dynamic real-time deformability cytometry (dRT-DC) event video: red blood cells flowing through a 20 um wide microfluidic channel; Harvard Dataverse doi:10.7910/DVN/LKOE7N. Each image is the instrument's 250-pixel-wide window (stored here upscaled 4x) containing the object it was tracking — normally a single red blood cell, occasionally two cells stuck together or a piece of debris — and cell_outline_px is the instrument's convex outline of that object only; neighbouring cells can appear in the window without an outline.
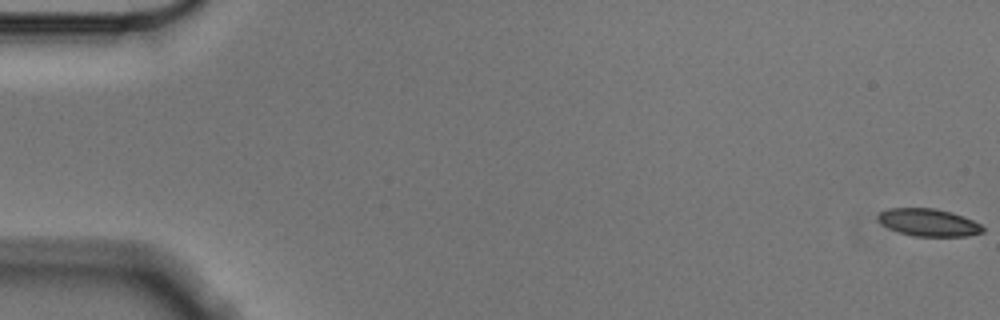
{"species": "Egyptian fruit bat (a non-hibernating species)", "species_latin": "Rousettus aegyptiacus", "temperature_condition": "cold", "stored_images_in_passage": 57, "camera_frame_rate_fps": 3000, "um_per_image_px": 0.085, "animal": {"sex": "male"}, "frame": {"image": 1, "passage_image": 1, "time_ms": 0.0, "image_size_px": [1000, 320], "cell_outline_px": [[984, 232], [968, 236], [916, 236], [900, 232], [888, 228], [880, 224], [876, 216], [880, 212], [888, 208], [936, 208], [952, 212], [964, 216], [980, 224], [984, 228]], "centroid_in_image_um": [78.92, 18.9], "position_along_channel_um": 6.1, "area_um2": 16.88}}
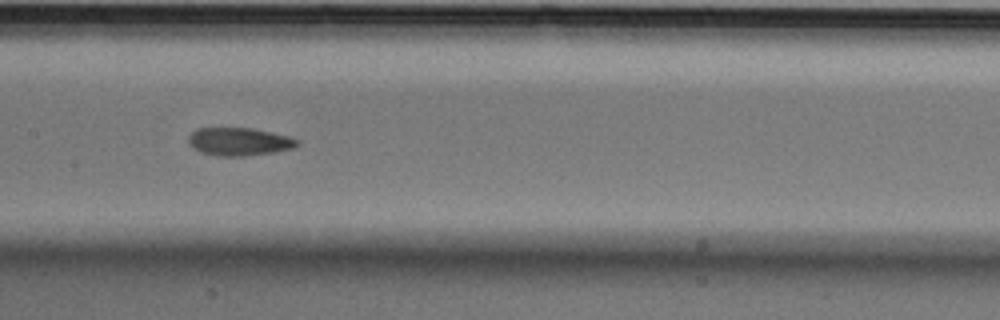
{"frame": {"image": 2, "passage_image": 29, "time_ms": 9.333, "image_size_px": [1000, 320], "cell_outline_px": [[300, 144], [292, 148], [276, 152], [248, 156], [216, 156], [200, 152], [192, 148], [188, 144], [188, 136], [196, 128], [252, 128], [272, 132], [288, 136], [300, 140]], "centroid_in_image_um": [20.32, 12.04], "position_along_channel_um": 187.1, "area_um2": 18.03}}
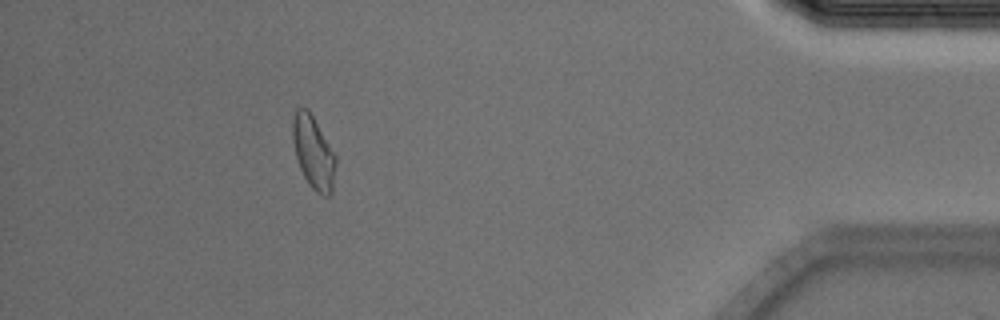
{"frame": {"image": 3, "passage_image": 52, "time_ms": 17.0, "image_size_px": [1000, 320], "cell_outline_px": [[336, 164], [332, 192], [328, 196], [324, 196], [316, 192], [308, 184], [300, 168], [296, 156], [292, 140], [292, 120], [296, 108], [308, 108], [336, 156]], "centroid_in_image_um": [26.63, 12.95], "position_along_channel_um": 408.6, "area_um2": 18.26}, "authors_computed_cell_mechanics": {"area_um2": 17.7446, "velocity_mm_per_s": 3.5553, "shape_relaxation_time_tau1_ms": null, "shape_relaxation_time_tau2_ms": 2.6078, "deformation_change_tau1": null, "deformation_change_tau2": 0.0888}}